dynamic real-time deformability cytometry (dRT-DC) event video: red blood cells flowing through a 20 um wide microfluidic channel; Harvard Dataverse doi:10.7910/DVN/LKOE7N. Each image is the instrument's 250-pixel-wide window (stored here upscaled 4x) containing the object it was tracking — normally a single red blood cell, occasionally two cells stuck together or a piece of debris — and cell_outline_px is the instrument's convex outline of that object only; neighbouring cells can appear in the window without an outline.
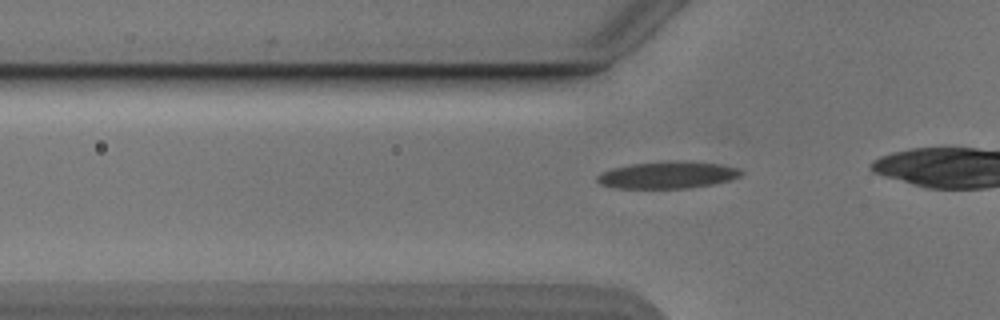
{"species": "Egyptian fruit bat (a non-hibernating species)", "species_latin": "Rousettus aegyptiacus", "temperature_condition": "cold", "stored_images_in_passage": 14, "camera_frame_rate_fps": 3000, "um_per_image_px": 0.085, "animal": {"sex": "male"}, "frame": {"image": 1, "passage_image": 8, "time_ms": 2.333, "image_size_px": [1000, 320], "cell_outline_px": [[744, 172], [740, 176], [728, 180], [712, 184], [688, 188], [612, 188], [600, 184], [596, 180], [596, 176], [612, 168], [632, 164], [668, 160], [688, 160], [720, 164], [736, 168]], "centroid_in_image_um": [56.73, 14.86], "position_along_channel_um": 69.1, "area_um2": 22.77}}
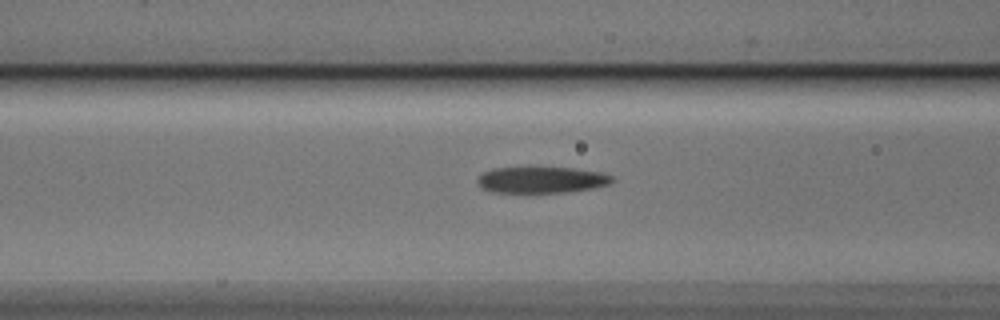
{"frame": {"image": 2, "passage_image": 12, "time_ms": 3.667, "image_size_px": [1000, 320], "cell_outline_px": [[616, 180], [612, 184], [592, 188], [568, 192], [492, 192], [484, 188], [476, 180], [484, 172], [492, 168], [572, 168], [600, 172], [612, 176]], "centroid_in_image_um": [46.09, 15.29], "position_along_channel_um": 120.5, "area_um2": 20.4}}